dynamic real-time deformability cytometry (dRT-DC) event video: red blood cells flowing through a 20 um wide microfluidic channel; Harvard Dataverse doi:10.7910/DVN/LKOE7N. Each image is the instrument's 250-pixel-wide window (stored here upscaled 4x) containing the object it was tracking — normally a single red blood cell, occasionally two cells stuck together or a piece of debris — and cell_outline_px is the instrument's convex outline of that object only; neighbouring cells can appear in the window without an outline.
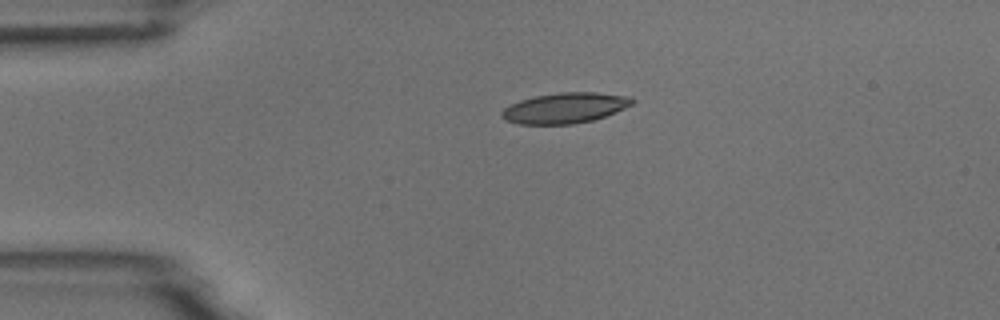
{"species": "common noctule bat (a hibernating species)", "species_latin": "Nyctalus noctula", "temperature_condition": "room temperature", "stored_images_in_passage": 2, "camera_frame_rate_fps": 3000, "um_per_image_px": 0.085, "animal": {"sex": "male", "body_mass_g": 18.8}, "frame": {"image": 1, "passage_image": 1, "time_ms": 0.0, "image_size_px": [1000, 320], "cell_outline_px": [[636, 100], [632, 104], [616, 112], [592, 120], [572, 124], [520, 124], [508, 120], [500, 116], [500, 112], [504, 108], [520, 100], [536, 96], [560, 92], [596, 92], [632, 96]], "centroid_in_image_um": [48.06, 9.17], "position_along_channel_um": 36.9, "area_um2": 23.12}}